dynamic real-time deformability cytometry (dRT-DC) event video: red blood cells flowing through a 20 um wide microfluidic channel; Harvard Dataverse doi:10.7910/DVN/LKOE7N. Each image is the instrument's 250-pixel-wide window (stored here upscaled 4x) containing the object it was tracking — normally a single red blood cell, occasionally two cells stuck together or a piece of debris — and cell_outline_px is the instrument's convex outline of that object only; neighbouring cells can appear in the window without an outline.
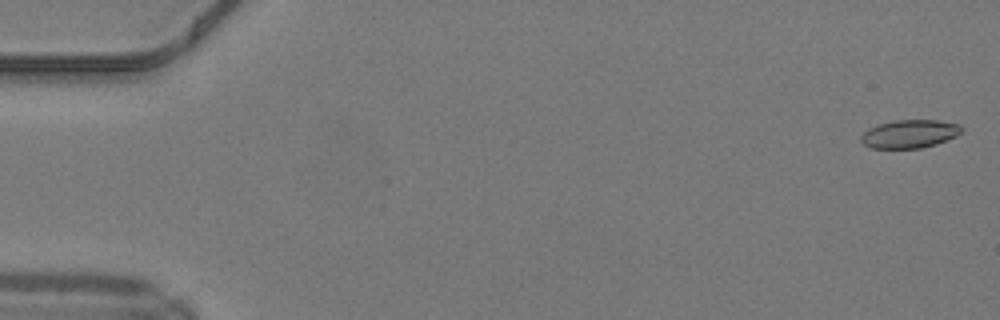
{"species": "common noctule bat (a hibernating species)", "species_latin": "Nyctalus noctula", "temperature_condition": "warm", "stored_images_in_passage": 49, "camera_frame_rate_fps": 3000, "um_per_image_px": 0.085, "animal": {"sex": "male", "body_mass_g": 19.2, "forearm_length_mm": 51.8}, "frame": {"image": 1, "passage_image": 1, "time_ms": 0.0, "image_size_px": [1000, 320], "cell_outline_px": [[964, 128], [956, 136], [936, 144], [920, 148], [872, 148], [864, 144], [860, 140], [860, 136], [868, 128], [876, 124], [896, 120], [936, 120], [960, 124]], "centroid_in_image_um": [77.3, 11.37], "position_along_channel_um": 7.7, "area_um2": 16.59}}
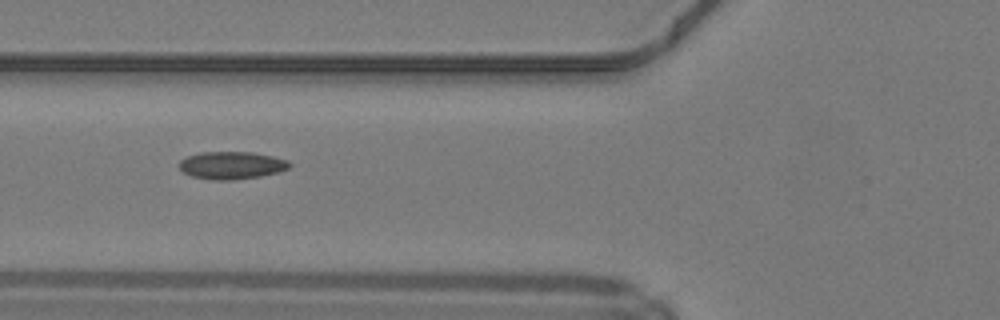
{"frame": {"image": 2, "passage_image": 19, "time_ms": 6.0, "image_size_px": [1000, 320], "cell_outline_px": [[292, 164], [288, 168], [280, 172], [260, 176], [232, 180], [212, 180], [192, 176], [184, 172], [180, 168], [180, 160], [188, 156], [200, 152], [252, 152], [272, 156], [288, 160]], "centroid_in_image_um": [19.71, 14.05], "position_along_channel_um": 106.1, "area_um2": 17.69}}
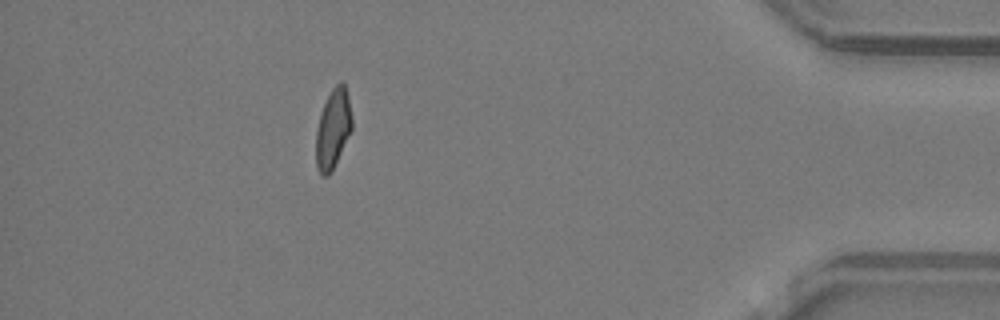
{"frame": {"image": 3, "passage_image": 44, "time_ms": 14.333, "image_size_px": [1000, 320], "cell_outline_px": [[352, 128], [332, 172], [328, 176], [320, 176], [316, 168], [316, 132], [320, 112], [332, 88], [340, 80], [344, 84], [348, 96], [352, 116]], "centroid_in_image_um": [28.29, 10.98], "position_along_channel_um": 406.9, "area_um2": 16.76}, "authors_computed_cell_mechanics": {"area_um2": 17.051, "velocity_mm_per_s": 4.2297, "shape_relaxation_time_tau1_ms": null, "shape_relaxation_time_tau2_ms": 1.8996, "deformation_change_tau1": null, "deformation_change_tau2": 0.0831}}